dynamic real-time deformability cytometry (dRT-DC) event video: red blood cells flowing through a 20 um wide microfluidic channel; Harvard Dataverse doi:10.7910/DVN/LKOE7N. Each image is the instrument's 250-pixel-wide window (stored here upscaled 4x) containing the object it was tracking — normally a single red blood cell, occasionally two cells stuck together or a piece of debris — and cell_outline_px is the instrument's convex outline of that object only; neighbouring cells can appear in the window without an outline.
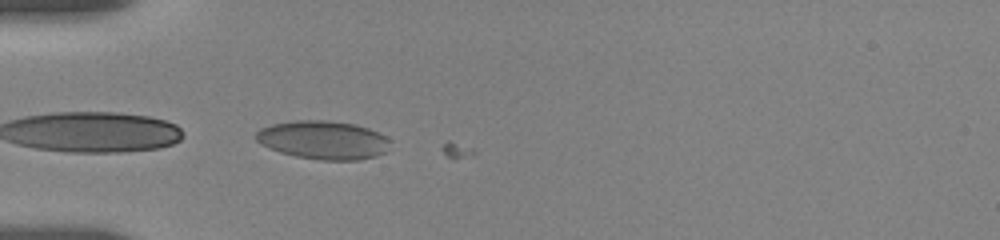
{"species": "human", "species_latin": "Homo sapiens", "temperature_condition": "room temperature", "stored_images_in_passage": 16, "camera_frame_rate_fps": 3000, "um_per_image_px": 0.085, "donor": {"sex": "female"}, "frame": {"image": 1, "passage_image": 1, "time_ms": 0.0, "image_size_px": [1000, 240], "cell_outline_px": [[392, 140], [384, 152], [376, 156], [360, 160], [320, 160], [296, 156], [280, 152], [268, 148], [260, 144], [256, 140], [256, 132], [260, 128], [272, 124], [296, 120], [324, 120], [356, 124], [368, 128]], "centroid_in_image_um": [27.46, 11.9], "position_along_channel_um": 57.5, "area_um2": 30.11}}
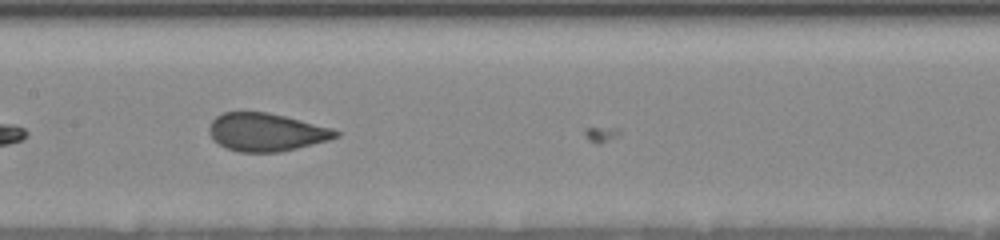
{"frame": {"image": 2, "passage_image": 8, "time_ms": 3.667, "image_size_px": [1000, 240], "cell_outline_px": [[340, 136], [328, 140], [280, 152], [240, 152], [228, 148], [212, 140], [208, 132], [208, 128], [212, 120], [216, 116], [224, 112], [268, 112], [332, 128], [340, 132]], "centroid_in_image_um": [22.6, 11.23], "position_along_channel_um": 184.8, "area_um2": 27.92}}
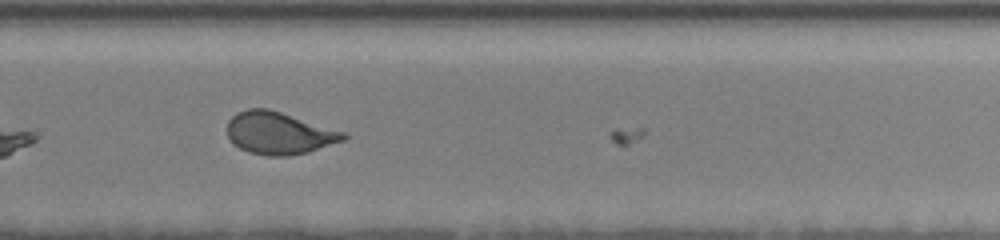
{"frame": {"image": 3, "passage_image": 15, "time_ms": 7.0, "image_size_px": [1000, 240], "cell_outline_px": [[348, 136], [344, 140], [308, 152], [288, 156], [268, 156], [248, 152], [232, 144], [228, 136], [228, 120], [236, 112], [248, 108], [268, 108], [348, 132]], "centroid_in_image_um": [23.73, 11.31], "position_along_channel_um": 306.1, "area_um2": 28.96}}